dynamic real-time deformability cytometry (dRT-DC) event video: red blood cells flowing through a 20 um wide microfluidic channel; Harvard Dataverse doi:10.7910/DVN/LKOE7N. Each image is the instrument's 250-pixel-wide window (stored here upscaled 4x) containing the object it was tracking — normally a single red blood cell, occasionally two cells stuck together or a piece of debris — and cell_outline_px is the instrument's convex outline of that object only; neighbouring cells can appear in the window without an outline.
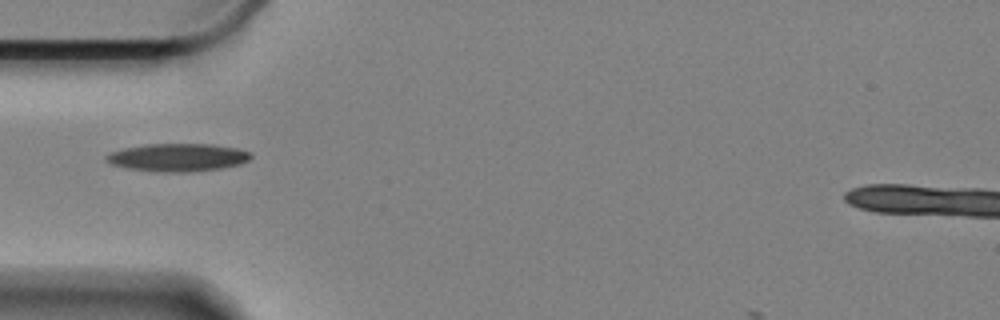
{"species": "Egyptian fruit bat (a non-hibernating species)", "species_latin": "Rousettus aegyptiacus", "temperature_condition": "cold", "stored_images_in_passage": 34, "camera_frame_rate_fps": 3000, "um_per_image_px": 0.085, "animal": {"sex": "female"}, "frame": {"image": 1, "passage_image": 1, "time_ms": 0.0, "image_size_px": [1000, 320], "cell_outline_px": [[252, 156], [248, 160], [240, 164], [220, 168], [188, 172], [156, 172], [128, 168], [112, 164], [104, 160], [104, 156], [108, 152], [124, 148], [144, 144], [212, 144], [236, 148], [252, 152]], "centroid_in_image_um": [15.07, 13.37], "position_along_channel_um": 69.9, "area_um2": 23.64}}
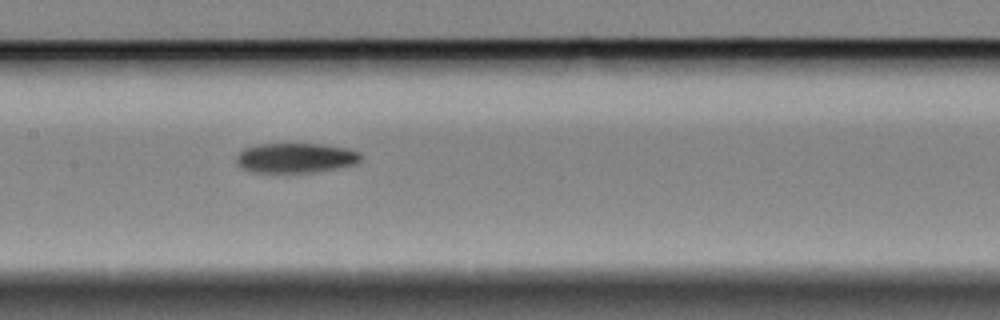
{"frame": {"image": 2, "passage_image": 11, "time_ms": 3.333, "image_size_px": [1000, 320], "cell_outline_px": [[360, 160], [356, 164], [336, 168], [312, 172], [252, 172], [240, 168], [236, 164], [236, 156], [244, 148], [256, 144], [320, 144], [348, 148], [360, 152]], "centroid_in_image_um": [25.09, 13.42], "position_along_channel_um": 182.3, "area_um2": 21.68}}
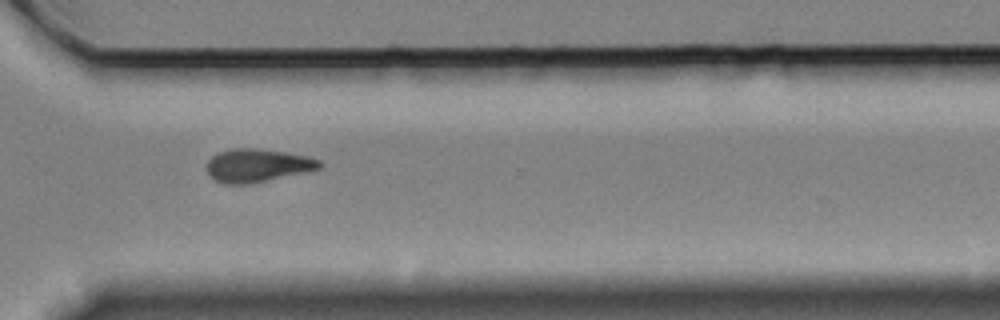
{"frame": {"image": 3, "passage_image": 26, "time_ms": 8.333, "image_size_px": [1000, 320], "cell_outline_px": [[320, 168], [264, 180], [244, 184], [224, 184], [208, 176], [208, 160], [216, 152], [232, 148], [256, 148], [284, 152], [308, 156], [320, 160]], "centroid_in_image_um": [21.81, 14.04], "position_along_channel_um": 348.8, "area_um2": 21.33}}